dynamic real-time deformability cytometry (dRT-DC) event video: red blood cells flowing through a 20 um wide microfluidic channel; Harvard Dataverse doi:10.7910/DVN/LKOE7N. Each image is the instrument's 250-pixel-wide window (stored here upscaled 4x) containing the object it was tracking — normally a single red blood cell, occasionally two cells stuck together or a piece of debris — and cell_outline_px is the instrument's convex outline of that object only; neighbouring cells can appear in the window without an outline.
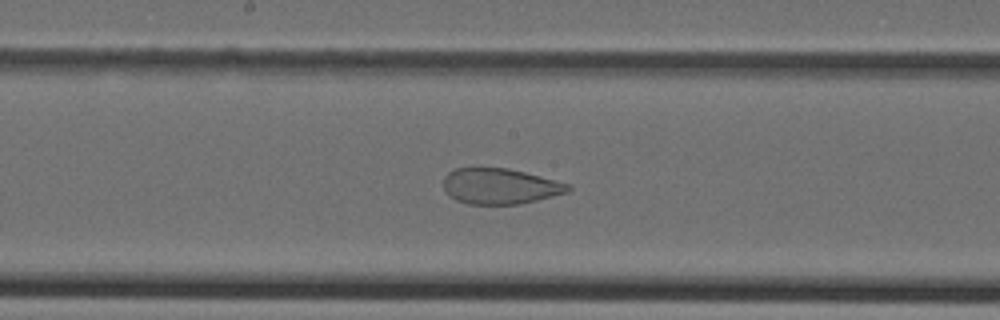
{"species": "Egyptian fruit bat (a non-hibernating species)", "species_latin": "Rousettus aegyptiacus", "temperature_condition": "cold", "stored_images_in_passage": 39, "camera_frame_rate_fps": 3000, "um_per_image_px": 0.085, "animal": {"sex": "female"}, "frame": {"image": 1, "passage_image": 23, "time_ms": 7.333, "image_size_px": [1000, 320], "cell_outline_px": [[572, 188], [568, 192], [520, 204], [468, 204], [456, 200], [448, 196], [444, 188], [444, 176], [448, 172], [456, 168], [508, 168], [540, 176], [568, 184]], "centroid_in_image_um": [42.46, 15.83], "position_along_channel_um": 205.7, "area_um2": 25.78}}
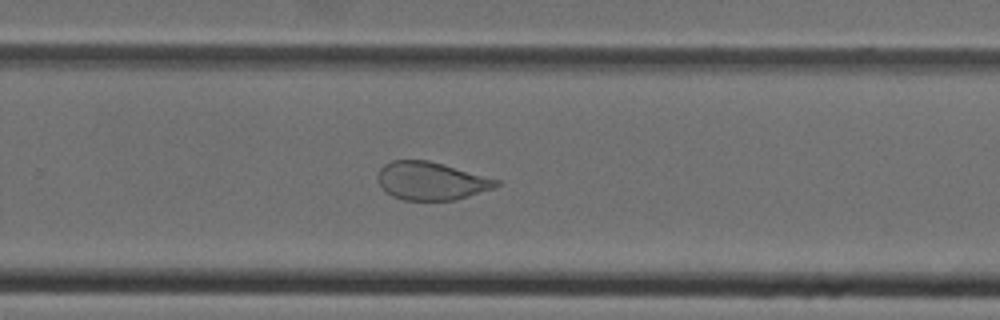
{"frame": {"image": 2, "passage_image": 29, "time_ms": 9.333, "image_size_px": [1000, 320], "cell_outline_px": [[500, 184], [492, 188], [456, 200], [404, 200], [392, 196], [380, 184], [380, 168], [384, 164], [392, 160], [428, 160], [500, 180]], "centroid_in_image_um": [36.66, 15.38], "position_along_channel_um": 293.1, "area_um2": 25.78}}
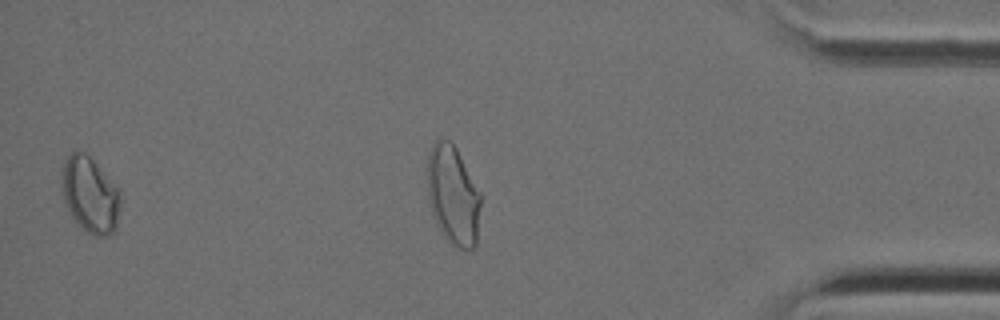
{"frame": {"image": 3, "passage_image": 38, "time_ms": 12.333, "image_size_px": [1000, 320], "cell_outline_px": [[120, 204], [116, 228], [108, 236], [96, 236], [88, 232], [72, 216], [64, 200], [60, 188], [60, 184], [64, 160], [76, 148], [84, 152], [96, 164], [116, 188], [120, 196]], "centroid_in_image_um": [7.62, 16.54], "position_along_channel_um": 427.6, "area_um2": 25.49}}